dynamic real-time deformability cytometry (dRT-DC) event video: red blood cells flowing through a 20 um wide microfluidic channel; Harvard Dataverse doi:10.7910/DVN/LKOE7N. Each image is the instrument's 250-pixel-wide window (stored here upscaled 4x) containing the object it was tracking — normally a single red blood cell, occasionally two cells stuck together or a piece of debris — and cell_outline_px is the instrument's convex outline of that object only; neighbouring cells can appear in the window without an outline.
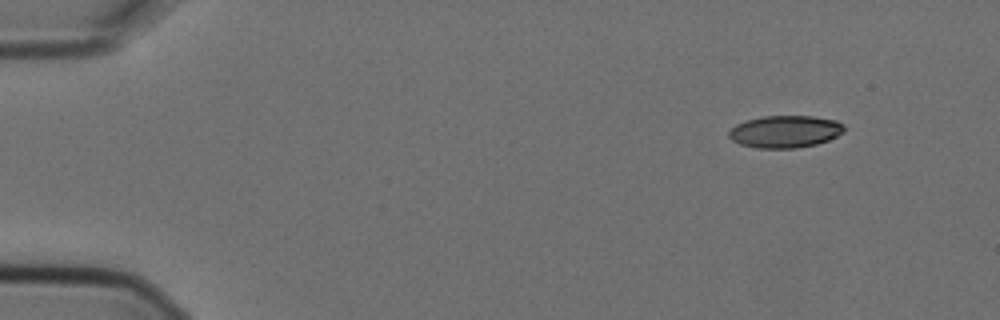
{"species": "Egyptian fruit bat (a non-hibernating species)", "species_latin": "Rousettus aegyptiacus", "temperature_condition": "cold", "stored_images_in_passage": 4, "camera_frame_rate_fps": 3000, "um_per_image_px": 0.085, "animal": {"sex": "female"}, "frame": {"image": 1, "passage_image": 1, "time_ms": 0.0, "image_size_px": [1000, 320], "cell_outline_px": [[844, 132], [828, 140], [816, 144], [796, 148], [756, 148], [740, 144], [732, 140], [728, 136], [728, 132], [736, 124], [748, 120], [764, 116], [812, 116], [836, 120], [844, 124]], "centroid_in_image_um": [66.74, 11.18], "position_along_channel_um": 18.3, "area_um2": 21.62}}
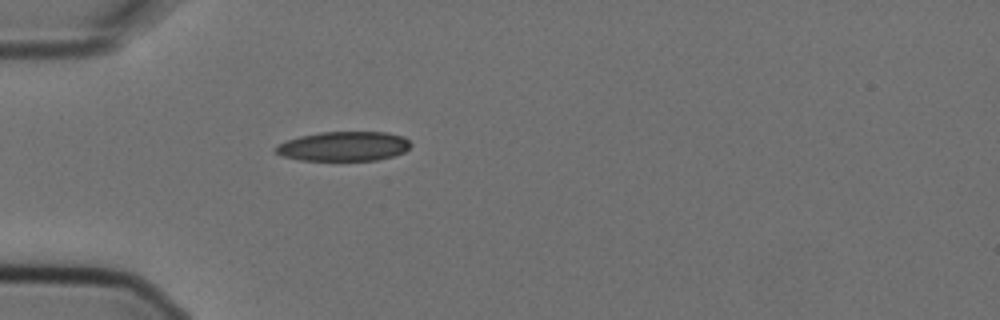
{"frame": {"image": 2, "passage_image": 4, "time_ms": 1.0, "image_size_px": [1000, 320], "cell_outline_px": [[412, 144], [404, 152], [392, 156], [376, 160], [300, 160], [284, 156], [276, 152], [272, 148], [276, 144], [300, 136], [320, 132], [388, 132], [404, 136]], "centroid_in_image_um": [29.21, 12.42], "position_along_channel_um": 55.8, "area_um2": 23.24}}